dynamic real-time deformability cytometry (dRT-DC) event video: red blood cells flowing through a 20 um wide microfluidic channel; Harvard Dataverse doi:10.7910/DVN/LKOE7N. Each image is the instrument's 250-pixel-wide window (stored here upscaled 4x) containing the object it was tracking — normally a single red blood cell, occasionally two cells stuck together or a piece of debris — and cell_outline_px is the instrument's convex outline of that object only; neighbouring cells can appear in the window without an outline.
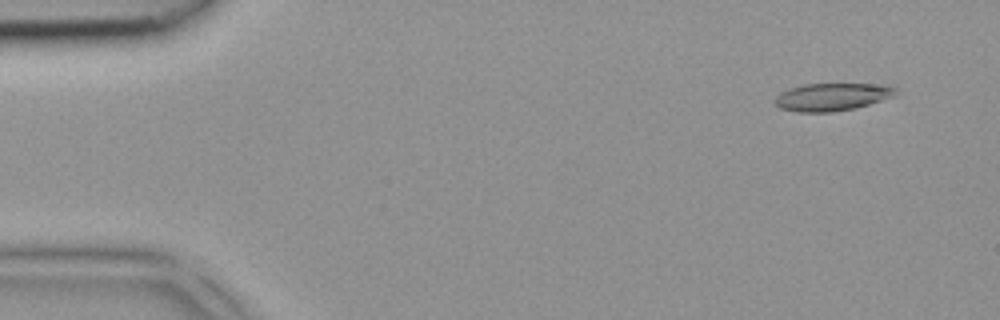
{"species": "common noctule bat (a hibernating species)", "species_latin": "Nyctalus noctula", "temperature_condition": "room temperature", "stored_images_in_passage": 3, "camera_frame_rate_fps": 3000, "um_per_image_px": 0.085, "animal": {"sex": "female", "body_mass_g": 18.4}, "frame": {"image": 1, "passage_image": 3, "time_ms": 0.667, "image_size_px": [1000, 320], "cell_outline_px": [[896, 96], [856, 108], [832, 112], [800, 112], [780, 108], [772, 100], [780, 92], [804, 84], [884, 84], [896, 88]], "centroid_in_image_um": [70.74, 8.24], "position_along_channel_um": 14.3, "area_um2": 19.54}}